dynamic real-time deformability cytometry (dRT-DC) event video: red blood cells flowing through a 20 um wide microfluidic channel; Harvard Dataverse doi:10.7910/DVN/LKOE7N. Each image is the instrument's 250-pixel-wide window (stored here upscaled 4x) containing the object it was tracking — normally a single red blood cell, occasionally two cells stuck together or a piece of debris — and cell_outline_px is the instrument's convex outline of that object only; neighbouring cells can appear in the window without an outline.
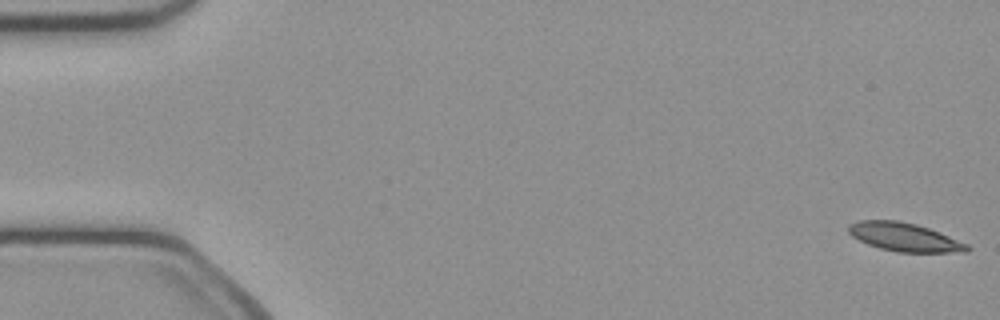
{"species": "common noctule bat (a hibernating species)", "species_latin": "Nyctalus noctula", "temperature_condition": "cold", "stored_images_in_passage": 16, "camera_frame_rate_fps": 3000, "um_per_image_px": 0.085, "animal": {"sex": "female", "body_mass_g": 21.9}, "frame": {"image": 1, "passage_image": 1, "time_ms": 0.0, "image_size_px": [1000, 320], "cell_outline_px": [[972, 248], [968, 252], [896, 252], [880, 248], [868, 244], [852, 236], [848, 232], [848, 224], [860, 220], [896, 220], [916, 224], [928, 228], [968, 244]], "centroid_in_image_um": [76.88, 20.15], "position_along_channel_um": 8.1, "area_um2": 19.59}}
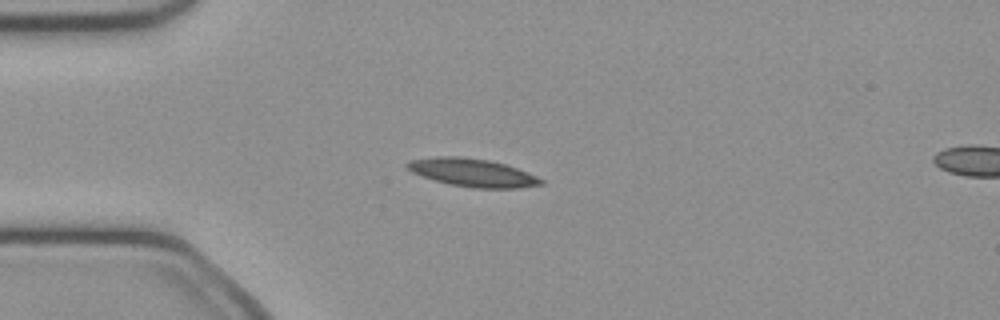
{"frame": {"image": 2, "passage_image": 13, "time_ms": 4.0, "image_size_px": [1000, 320], "cell_outline_px": [[544, 184], [520, 188], [472, 188], [448, 184], [412, 172], [404, 164], [412, 160], [436, 156], [460, 156], [488, 160], [504, 164], [528, 172], [544, 180]], "centroid_in_image_um": [40.19, 14.68], "position_along_channel_um": 44.8, "area_um2": 21.73}}